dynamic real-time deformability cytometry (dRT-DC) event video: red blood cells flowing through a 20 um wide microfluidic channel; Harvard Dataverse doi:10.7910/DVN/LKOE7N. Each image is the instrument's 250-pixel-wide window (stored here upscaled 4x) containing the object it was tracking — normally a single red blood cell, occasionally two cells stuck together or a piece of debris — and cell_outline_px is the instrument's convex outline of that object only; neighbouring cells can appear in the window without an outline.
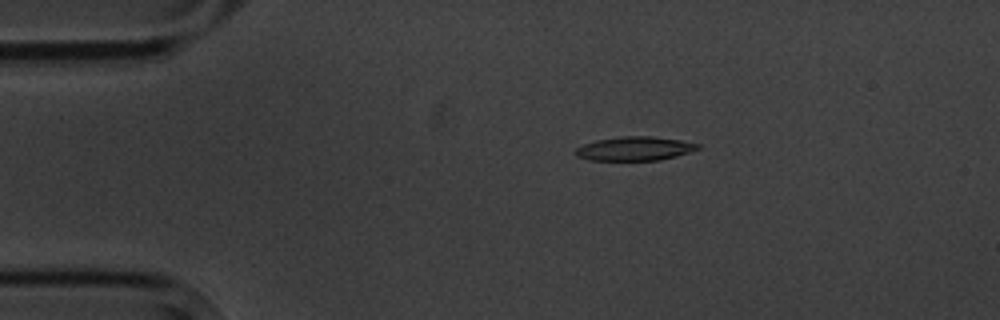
{"species": "common noctule bat (a hibernating species)", "species_latin": "Nyctalus noctula", "temperature_condition": "cold", "stored_images_in_passage": 5, "camera_frame_rate_fps": 3000, "um_per_image_px": 0.085, "animal": {"sex": "male", "body_mass_g": 20.1, "forearm_length_mm": 53.5}, "frame": {"image": 1, "passage_image": 3, "time_ms": 3.333, "image_size_px": [1000, 320], "cell_outline_px": [[700, 148], [676, 156], [660, 160], [588, 160], [576, 156], [576, 148], [584, 144], [596, 140], [624, 136], [652, 136], [680, 140], [700, 144]], "centroid_in_image_um": [53.95, 12.63], "position_along_channel_um": 31.1, "area_um2": 16.94}}